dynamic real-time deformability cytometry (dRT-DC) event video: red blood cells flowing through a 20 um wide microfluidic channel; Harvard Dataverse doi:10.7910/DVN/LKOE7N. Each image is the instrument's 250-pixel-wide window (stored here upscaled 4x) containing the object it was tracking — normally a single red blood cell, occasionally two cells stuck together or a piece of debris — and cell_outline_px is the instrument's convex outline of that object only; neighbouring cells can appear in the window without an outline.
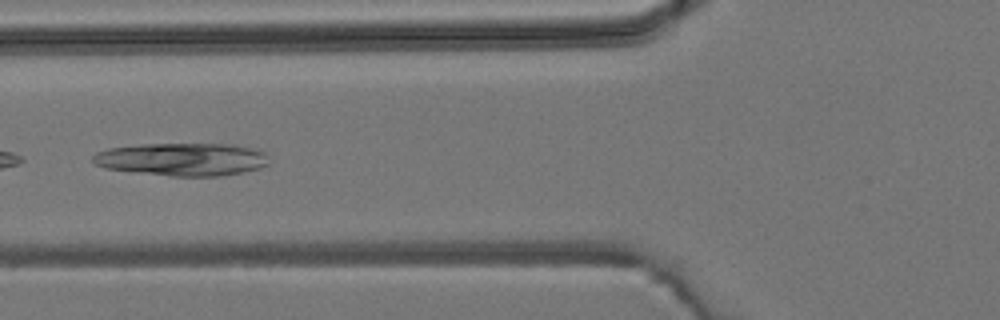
{"species": "common noctule bat (a hibernating species)", "species_latin": "Nyctalus noctula", "temperature_condition": "room temperature", "stored_images_in_passage": 5, "camera_frame_rate_fps": 3000, "um_per_image_px": 0.085, "animal": {"sex": "male", "body_mass_g": 19.2, "forearm_length_mm": 51.8}, "frame": {"image": 1, "passage_image": 5, "time_ms": 5.0, "image_size_px": [1000, 320], "cell_outline_px": [[268, 164], [260, 168], [244, 172], [220, 176], [172, 176], [132, 172], [104, 168], [96, 164], [92, 160], [92, 156], [96, 152], [108, 148], [140, 144], [232, 144], [260, 148], [264, 152]], "centroid_in_image_um": [15.49, 13.53], "position_along_channel_um": 110.3, "area_um2": 34.04}}